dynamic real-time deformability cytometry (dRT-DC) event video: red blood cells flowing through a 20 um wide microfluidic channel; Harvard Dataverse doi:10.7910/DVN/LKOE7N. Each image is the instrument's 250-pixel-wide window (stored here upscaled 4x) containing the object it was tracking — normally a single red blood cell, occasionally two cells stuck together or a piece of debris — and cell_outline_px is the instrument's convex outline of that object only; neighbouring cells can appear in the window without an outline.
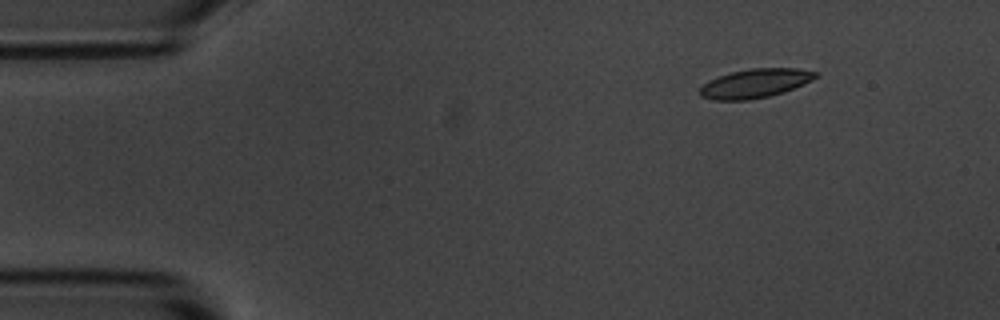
{"species": "common noctule bat (a hibernating species)", "species_latin": "Nyctalus noctula", "temperature_condition": "room temperature", "stored_images_in_passage": 49, "camera_frame_rate_fps": 3000, "um_per_image_px": 0.085, "animal": {"sex": "male", "body_mass_g": 20.1, "forearm_length_mm": 53.5}, "frame": {"image": 1, "passage_image": 1, "time_ms": 0.0, "image_size_px": [1000, 320], "cell_outline_px": [[820, 76], [804, 84], [784, 92], [768, 96], [748, 100], [712, 100], [700, 96], [700, 88], [708, 80], [732, 72], [752, 68], [796, 68], [820, 72]], "centroid_in_image_um": [64.23, 7.08], "position_along_channel_um": 20.8, "area_um2": 19.59}}
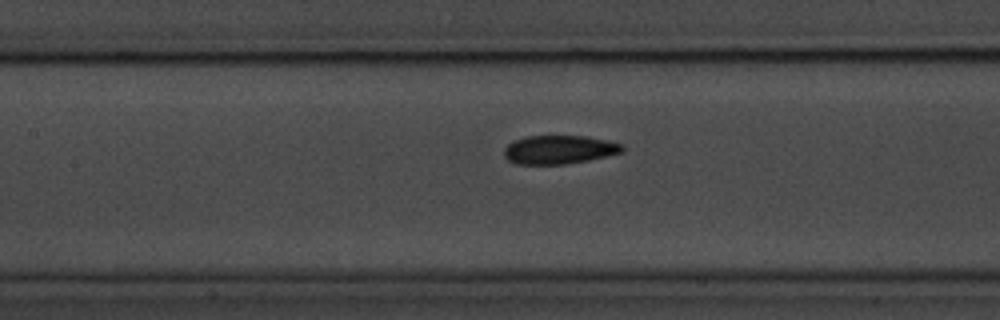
{"frame": {"image": 2, "passage_image": 19, "time_ms": 6.0, "image_size_px": [1000, 320], "cell_outline_px": [[624, 148], [620, 152], [588, 160], [564, 164], [516, 164], [508, 160], [504, 156], [504, 148], [512, 140], [524, 136], [584, 136], [604, 140], [620, 144]], "centroid_in_image_um": [47.43, 12.72], "position_along_channel_um": 160.0, "area_um2": 19.48}}
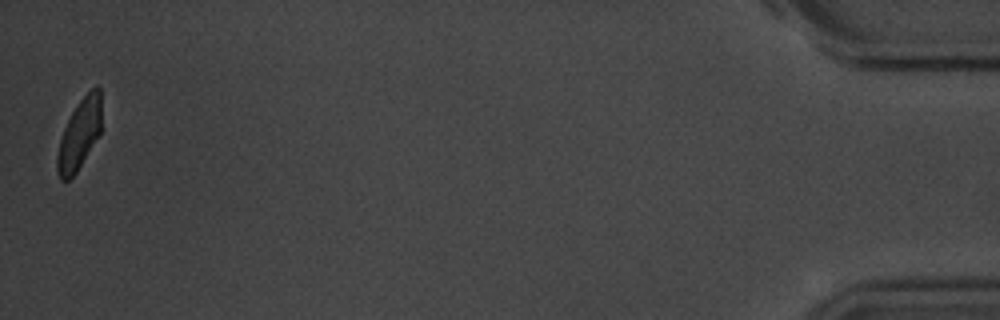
{"frame": {"image": 3, "passage_image": 49, "time_ms": 16.0, "image_size_px": [1000, 320], "cell_outline_px": [[100, 132], [76, 172], [68, 180], [60, 180], [56, 168], [56, 156], [60, 140], [64, 128], [72, 112], [80, 100], [96, 84], [100, 88]], "centroid_in_image_um": [6.72, 11.42], "position_along_channel_um": 428.5, "area_um2": 17.63}, "authors_computed_cell_mechanics": {"area_um2": 19.8832, "velocity_mm_per_s": 3.6262, "shape_relaxation_time_tau1_ms": 4.5582, "shape_relaxation_time_tau2_ms": 1.8866, "deformation_change_tau1": 0.1481, "deformation_change_tau2": 0.0739}}